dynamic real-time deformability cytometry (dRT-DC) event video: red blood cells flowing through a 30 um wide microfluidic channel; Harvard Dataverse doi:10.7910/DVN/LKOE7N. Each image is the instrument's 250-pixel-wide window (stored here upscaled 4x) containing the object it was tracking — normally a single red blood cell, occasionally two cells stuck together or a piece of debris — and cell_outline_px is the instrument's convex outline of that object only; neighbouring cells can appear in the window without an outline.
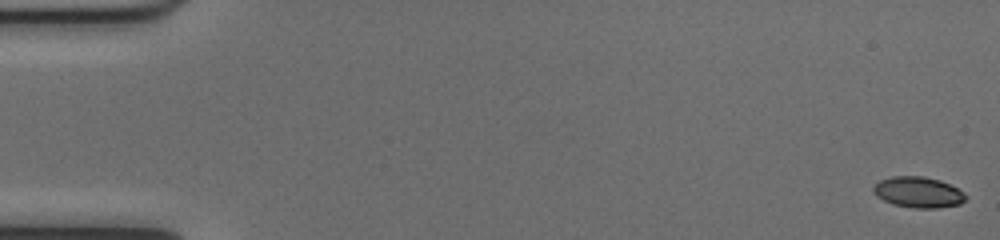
{"species": "common noctule bat (a hibernating species)", "species_latin": "Nyctalus noctula", "temperature_condition": "cold", "stored_images_in_passage": 52, "camera_frame_rate_fps": 3000, "um_per_image_px": 0.085, "animal": {"sex": "female", "body_mass_g": 17.0, "forearm_length_mm": 48.0}, "frame": {"image": 1, "passage_image": 1, "time_ms": 0.0, "image_size_px": [1000, 240], "cell_outline_px": [[968, 196], [960, 204], [936, 208], [916, 208], [892, 204], [876, 196], [872, 192], [872, 188], [880, 180], [892, 176], [924, 176], [940, 180], [964, 192]], "centroid_in_image_um": [78.04, 16.34], "position_along_channel_um": 7.0, "area_um2": 16.59}}
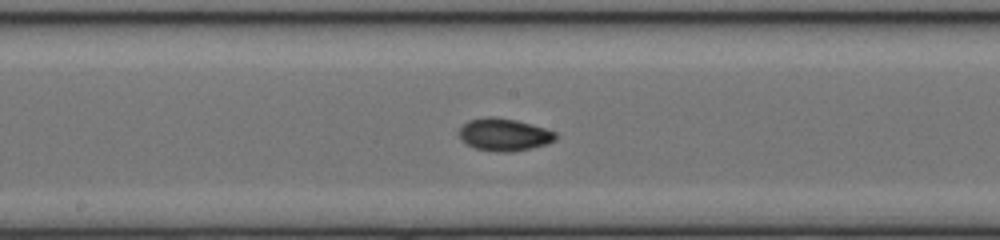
{"frame": {"image": 2, "passage_image": 28, "time_ms": 9.0, "image_size_px": [1000, 240], "cell_outline_px": [[556, 140], [548, 144], [532, 148], [512, 152], [496, 152], [472, 148], [460, 140], [460, 128], [468, 120], [488, 116], [492, 116], [516, 120], [532, 124], [556, 132]], "centroid_in_image_um": [42.84, 11.45], "position_along_channel_um": 205.4, "area_um2": 18.5}}
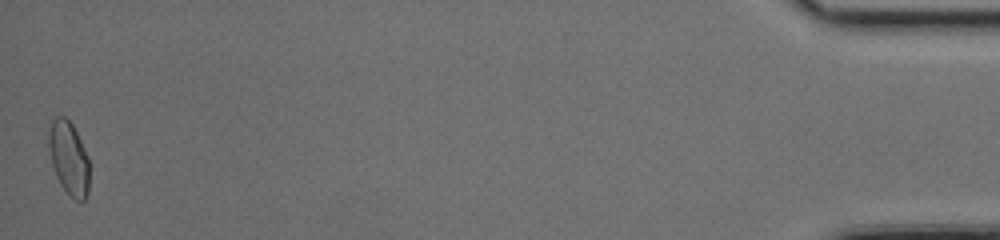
{"frame": {"image": 3, "passage_image": 52, "time_ms": 17.0, "image_size_px": [1000, 240], "cell_outline_px": [[88, 192], [84, 200], [80, 204], [60, 184], [56, 176], [52, 164], [48, 144], [48, 132], [52, 120], [56, 116], [64, 116], [72, 124], [88, 156]], "centroid_in_image_um": [5.84, 13.43], "position_along_channel_um": 429.4, "area_um2": 17.22}, "authors_computed_cell_mechanics": {"area_um2": 17.2244, "velocity_mm_per_s": 4.0143, "shape_relaxation_time_tau1_ms": 6.2044, "shape_relaxation_time_tau2_ms": 2.337, "deformation_change_tau1": 0.1588, "deformation_change_tau2": 0.0544}}